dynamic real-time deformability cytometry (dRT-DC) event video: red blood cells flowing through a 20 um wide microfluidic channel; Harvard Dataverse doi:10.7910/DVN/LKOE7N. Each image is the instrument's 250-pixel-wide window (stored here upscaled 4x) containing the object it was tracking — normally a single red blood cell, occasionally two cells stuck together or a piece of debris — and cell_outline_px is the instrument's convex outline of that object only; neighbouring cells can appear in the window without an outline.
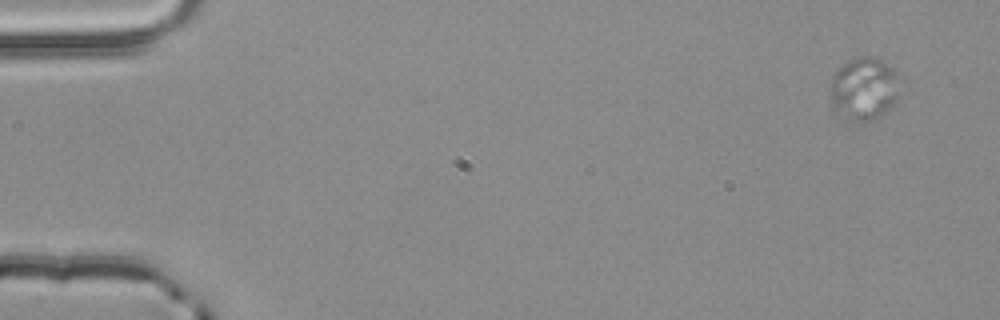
{"species": "common noctule bat (a hibernating species)", "species_latin": "Nyctalus noctula", "temperature_condition": "room temperature", "stored_images_in_passage": 4, "camera_frame_rate_fps": 3000, "um_per_image_px": 0.085, "animal": {"sex": "male", "body_mass_g": 20.4}, "frame": {"image": 1, "passage_image": 1, "time_ms": 0.0, "image_size_px": [1000, 320], "cell_outline_px": [[904, 80], [892, 108], [888, 112], [868, 120], [864, 120], [836, 116], [832, 112], [832, 76], [848, 60], [856, 56], [876, 56], [884, 60], [900, 72], [904, 76]], "centroid_in_image_um": [73.54, 7.49], "position_along_channel_um": 11.5, "area_um2": 26.3}}
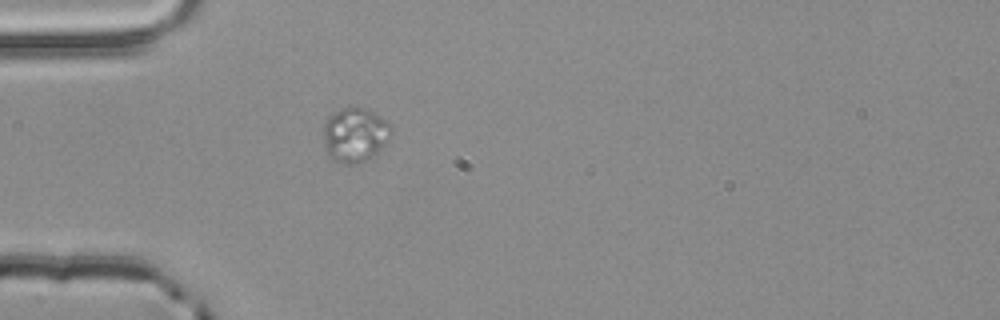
{"frame": {"image": 2, "passage_image": 4, "time_ms": 1.0, "image_size_px": [1000, 320], "cell_outline_px": [[392, 136], [376, 152], [364, 160], [356, 164], [344, 164], [332, 160], [328, 156], [324, 140], [324, 124], [328, 116], [344, 108], [364, 108], [380, 116], [392, 128]], "centroid_in_image_um": [30.15, 11.47], "position_along_channel_um": 54.8, "area_um2": 21.1}}